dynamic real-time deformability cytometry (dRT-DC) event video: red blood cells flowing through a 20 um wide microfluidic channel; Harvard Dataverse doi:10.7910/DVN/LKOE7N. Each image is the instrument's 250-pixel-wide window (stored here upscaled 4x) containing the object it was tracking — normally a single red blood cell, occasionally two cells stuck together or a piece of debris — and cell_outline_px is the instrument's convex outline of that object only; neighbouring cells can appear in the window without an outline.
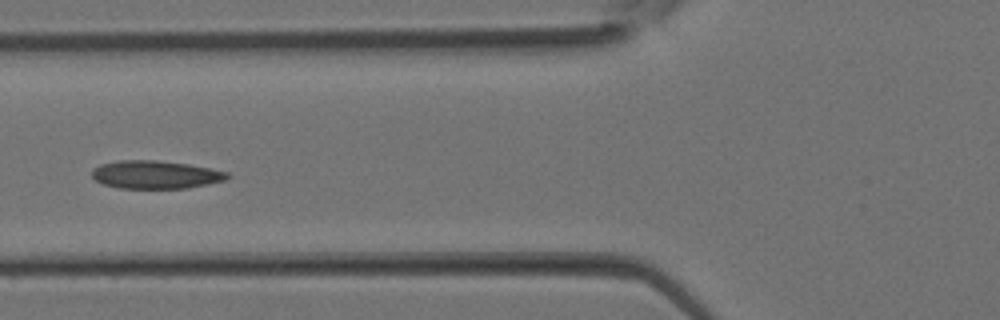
{"species": "Egyptian fruit bat (a non-hibernating species)", "species_latin": "Rousettus aegyptiacus", "temperature_condition": "room temperature", "stored_images_in_passage": 29, "camera_frame_rate_fps": 3000, "um_per_image_px": 0.085, "animal": {"sex": "female"}, "frame": {"image": 1, "passage_image": 9, "time_ms": 2.667, "image_size_px": [1000, 320], "cell_outline_px": [[232, 176], [224, 180], [208, 184], [188, 188], [120, 188], [104, 184], [96, 180], [92, 176], [92, 172], [100, 164], [120, 160], [156, 160], [188, 164], [228, 172]], "centroid_in_image_um": [13.24, 14.84], "position_along_channel_um": 112.6, "area_um2": 21.96}}
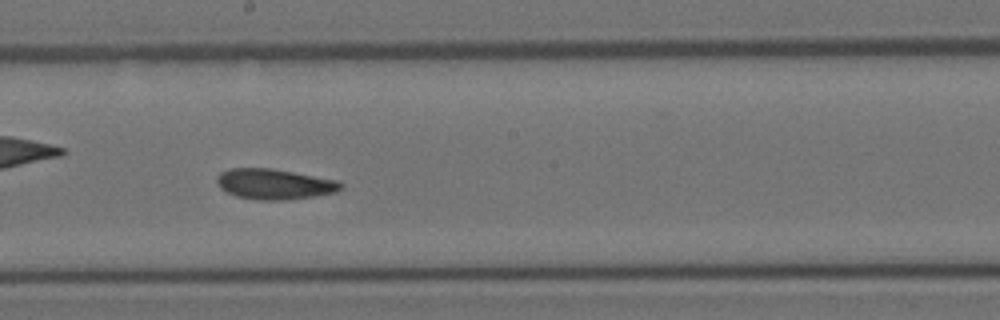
{"frame": {"image": 2, "passage_image": 15, "time_ms": 4.667, "image_size_px": [1000, 320], "cell_outline_px": [[344, 188], [336, 192], [312, 196], [284, 200], [260, 200], [236, 196], [220, 188], [216, 180], [216, 176], [220, 172], [232, 168], [272, 168], [340, 180], [344, 184]], "centroid_in_image_um": [23.36, 15.63], "position_along_channel_um": 224.8, "area_um2": 22.14}}
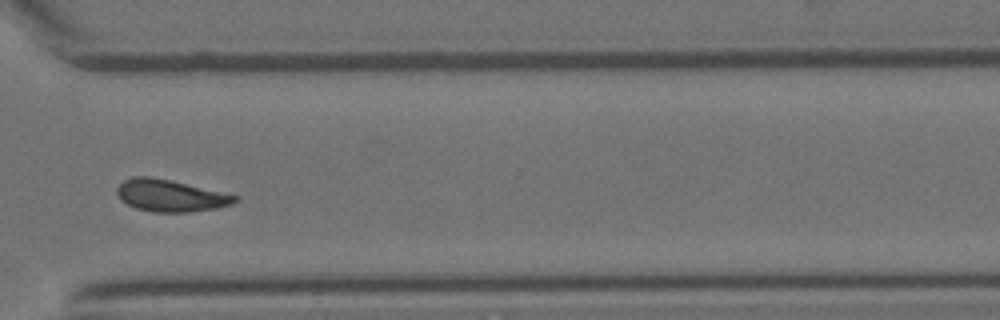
{"frame": {"image": 3, "passage_image": 22, "time_ms": 7.0, "image_size_px": [1000, 320], "cell_outline_px": [[240, 200], [232, 204], [216, 208], [188, 212], [152, 212], [136, 208], [120, 200], [116, 192], [116, 188], [124, 180], [132, 176], [152, 176], [240, 196]], "centroid_in_image_um": [14.48, 16.62], "position_along_channel_um": 356.1, "area_um2": 22.02}}